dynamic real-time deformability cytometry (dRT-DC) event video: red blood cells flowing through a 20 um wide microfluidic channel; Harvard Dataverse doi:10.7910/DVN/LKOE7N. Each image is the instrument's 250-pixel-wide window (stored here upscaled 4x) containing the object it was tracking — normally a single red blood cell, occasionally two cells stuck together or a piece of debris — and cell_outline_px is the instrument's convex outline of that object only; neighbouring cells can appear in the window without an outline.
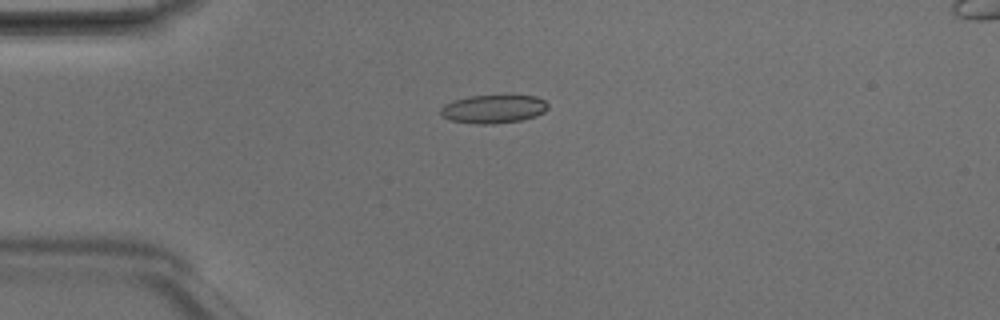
{"species": "Egyptian fruit bat (a non-hibernating species)", "species_latin": "Rousettus aegyptiacus", "temperature_condition": "room temperature", "stored_images_in_passage": 5, "camera_frame_rate_fps": 3000, "um_per_image_px": 0.085, "animal": {"sex": "male"}, "frame": {"image": 1, "passage_image": 4, "time_ms": 1.0, "image_size_px": [1000, 320], "cell_outline_px": [[548, 108], [544, 112], [536, 116], [520, 120], [492, 124], [476, 124], [448, 120], [440, 112], [440, 108], [444, 104], [452, 100], [472, 96], [536, 96], [544, 100], [548, 104]], "centroid_in_image_um": [41.92, 9.27], "position_along_channel_um": 43.1, "area_um2": 17.69}}